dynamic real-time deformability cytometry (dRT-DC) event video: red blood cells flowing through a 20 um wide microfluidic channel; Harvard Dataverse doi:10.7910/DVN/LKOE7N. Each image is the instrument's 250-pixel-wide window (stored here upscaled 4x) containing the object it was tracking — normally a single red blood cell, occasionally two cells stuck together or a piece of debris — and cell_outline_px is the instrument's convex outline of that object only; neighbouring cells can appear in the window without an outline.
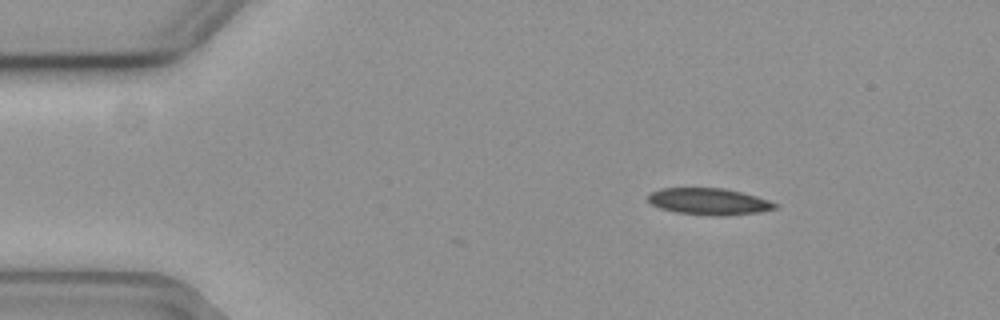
{"species": "common noctule bat (a hibernating species)", "species_latin": "Nyctalus noctula", "temperature_condition": "cold", "stored_images_in_passage": 35, "camera_frame_rate_fps": 3000, "um_per_image_px": 0.085, "animal": {"sex": "female", "body_mass_g": 19.3, "forearm_length_mm": 54.1}, "frame": {"image": 1, "passage_image": 1, "time_ms": 0.0, "image_size_px": [1000, 320], "cell_outline_px": [[780, 204], [776, 208], [756, 212], [676, 212], [660, 208], [652, 204], [648, 200], [648, 196], [652, 192], [660, 188], [724, 188], [756, 196]], "centroid_in_image_um": [60.21, 17.05], "position_along_channel_um": 24.8, "area_um2": 18.26}}
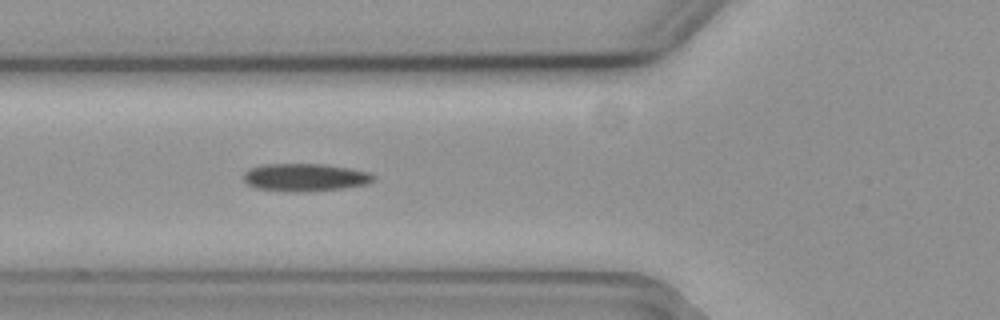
{"frame": {"image": 2, "passage_image": 13, "time_ms": 4.0, "image_size_px": [1000, 320], "cell_outline_px": [[376, 180], [368, 184], [344, 188], [300, 192], [284, 192], [256, 188], [248, 184], [244, 180], [244, 172], [248, 168], [264, 164], [320, 164], [348, 168], [368, 172], [376, 176]], "centroid_in_image_um": [25.92, 15.08], "position_along_channel_um": 99.9, "area_um2": 21.15}}
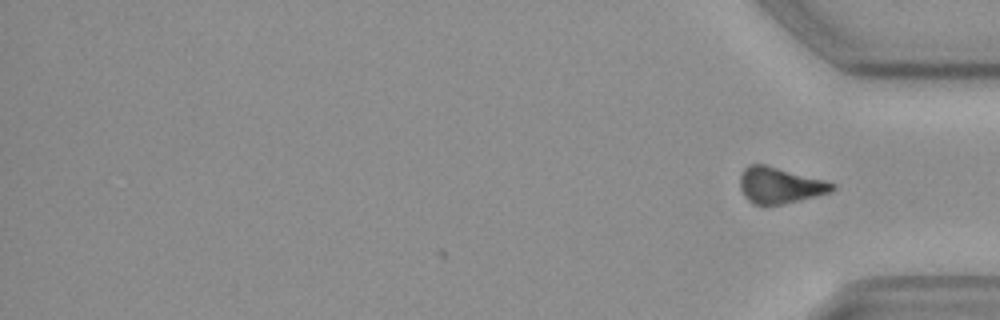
{"frame": {"image": 3, "passage_image": 35, "time_ms": 11.333, "image_size_px": [1000, 320], "cell_outline_px": [[836, 188], [832, 192], [816, 196], [780, 204], [752, 204], [744, 196], [740, 188], [740, 172], [748, 164], [764, 164], [824, 180], [836, 184]], "centroid_in_image_um": [66.26, 15.74], "position_along_channel_um": 368.9, "area_um2": 19.31}, "authors_computed_cell_mechanics": {"area_um2": 20.9236, "velocity_mm_per_s": 3.6876, "shape_relaxation_time_tau1_ms": 9.0813, "shape_relaxation_time_tau2_ms": null, "deformation_change_tau1": 0.1411, "deformation_change_tau2": null}}